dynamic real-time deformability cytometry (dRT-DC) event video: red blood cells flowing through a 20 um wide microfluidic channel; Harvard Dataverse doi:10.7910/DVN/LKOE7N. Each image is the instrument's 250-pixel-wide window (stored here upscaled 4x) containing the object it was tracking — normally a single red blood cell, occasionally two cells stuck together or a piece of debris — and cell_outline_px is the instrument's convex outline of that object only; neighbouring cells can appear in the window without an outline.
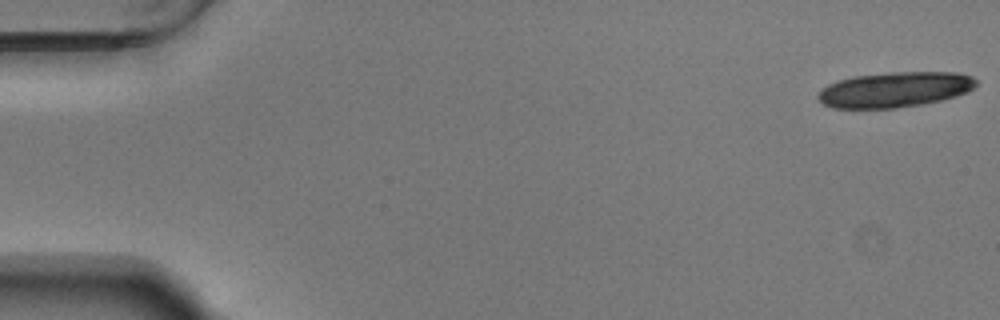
{"species": "Egyptian fruit bat (a non-hibernating species)", "species_latin": "Rousettus aegyptiacus", "temperature_condition": "warm", "stored_images_in_passage": 20, "camera_frame_rate_fps": 3000, "um_per_image_px": 0.085, "animal": {"sex": "male"}, "frame": {"image": 1, "passage_image": 1, "time_ms": 0.0, "image_size_px": [1000, 320], "cell_outline_px": [[976, 84], [968, 92], [956, 96], [940, 100], [920, 104], [896, 108], [832, 108], [824, 104], [816, 96], [828, 84], [852, 76], [888, 72], [956, 72], [972, 76], [976, 80]], "centroid_in_image_um": [76.06, 7.61], "position_along_channel_um": 8.9, "area_um2": 32.43}}